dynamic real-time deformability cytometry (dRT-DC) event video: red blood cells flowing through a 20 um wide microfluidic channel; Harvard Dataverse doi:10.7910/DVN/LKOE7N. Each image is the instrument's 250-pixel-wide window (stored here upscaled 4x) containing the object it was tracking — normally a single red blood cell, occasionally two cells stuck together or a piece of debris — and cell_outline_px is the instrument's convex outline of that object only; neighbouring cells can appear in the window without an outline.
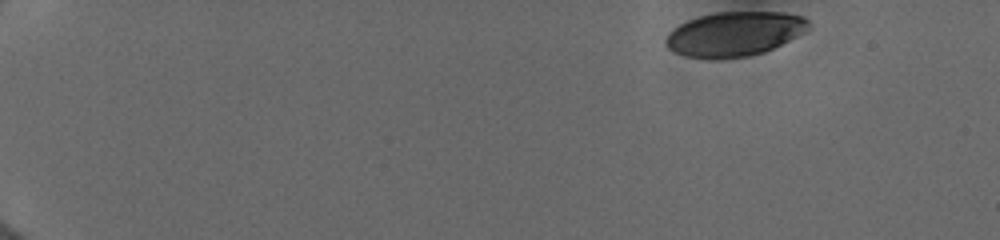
{"species": "human", "species_latin": "Homo sapiens", "temperature_condition": "cold", "stored_images_in_passage": 9, "camera_frame_rate_fps": 3000, "um_per_image_px": 0.085, "donor": {"sex": "female"}, "frame": {"image": 1, "passage_image": 1, "time_ms": 0.0, "image_size_px": [1000, 240], "cell_outline_px": [[812, 28], [808, 32], [764, 52], [748, 56], [716, 60], [712, 60], [688, 56], [676, 52], [668, 48], [664, 44], [664, 40], [680, 24], [688, 20], [700, 16], [716, 12], [780, 12], [800, 16], [808, 20], [812, 24]], "centroid_in_image_um": [62.49, 2.89], "position_along_channel_um": 22.5, "area_um2": 37.17}}